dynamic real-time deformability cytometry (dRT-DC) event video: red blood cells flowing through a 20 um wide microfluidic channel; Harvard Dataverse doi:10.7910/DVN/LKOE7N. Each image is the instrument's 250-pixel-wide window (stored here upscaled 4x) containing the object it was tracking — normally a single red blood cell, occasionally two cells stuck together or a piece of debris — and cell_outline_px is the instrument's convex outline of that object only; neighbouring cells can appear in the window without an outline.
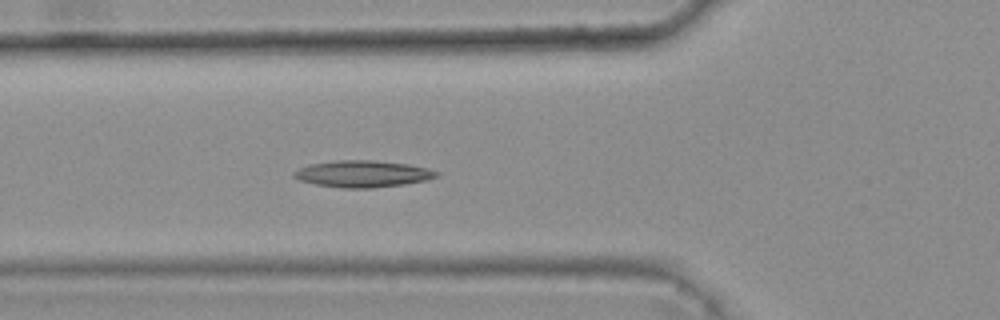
{"species": "common noctule bat (a hibernating species)", "species_latin": "Nyctalus noctula", "temperature_condition": "warm", "stored_images_in_passage": 5, "camera_frame_rate_fps": 3000, "um_per_image_px": 0.085, "animal": {"sex": "female", "body_mass_g": 25.1}, "frame": {"image": 1, "passage_image": 5, "time_ms": 1.333, "image_size_px": [1000, 320], "cell_outline_px": [[440, 176], [428, 180], [404, 184], [372, 188], [340, 188], [316, 184], [300, 180], [292, 176], [292, 172], [308, 164], [336, 160], [372, 160], [408, 164], [428, 168], [440, 172]], "centroid_in_image_um": [30.85, 14.77], "position_along_channel_um": 94.9, "area_um2": 22.37}}